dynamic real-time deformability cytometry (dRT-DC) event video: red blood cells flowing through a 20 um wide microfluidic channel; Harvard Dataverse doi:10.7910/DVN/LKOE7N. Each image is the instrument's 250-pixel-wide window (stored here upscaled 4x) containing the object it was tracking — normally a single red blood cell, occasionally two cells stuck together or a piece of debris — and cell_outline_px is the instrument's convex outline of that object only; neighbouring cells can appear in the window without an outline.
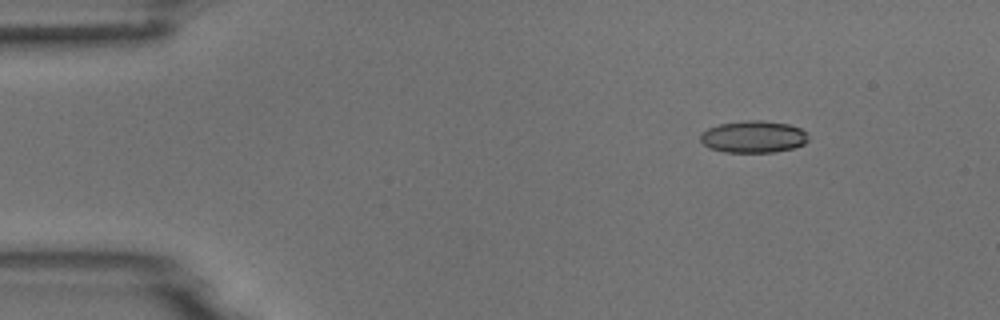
{"species": "common noctule bat (a hibernating species)", "species_latin": "Nyctalus noctula", "temperature_condition": "room temperature", "stored_images_in_passage": 7, "camera_frame_rate_fps": 3000, "um_per_image_px": 0.085, "animal": {"sex": "male", "body_mass_g": 18.8}, "frame": {"image": 1, "passage_image": 2, "time_ms": 1.333, "image_size_px": [1000, 320], "cell_outline_px": [[808, 140], [804, 144], [792, 148], [776, 152], [724, 152], [708, 148], [700, 140], [700, 132], [708, 128], [720, 124], [744, 120], [760, 120], [788, 124], [800, 128], [808, 136]], "centroid_in_image_um": [64.01, 11.63], "position_along_channel_um": 21.0, "area_um2": 20.17}}
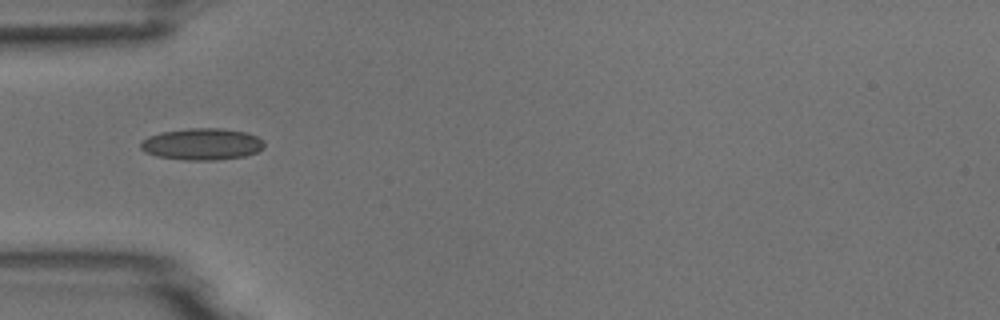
{"frame": {"image": 2, "passage_image": 5, "time_ms": 4.667, "image_size_px": [1000, 320], "cell_outline_px": [[264, 148], [256, 152], [244, 156], [216, 160], [184, 160], [156, 156], [144, 152], [140, 148], [140, 144], [148, 136], [160, 132], [188, 128], [220, 128], [248, 132], [264, 140]], "centroid_in_image_um": [17.17, 12.25], "position_along_channel_um": 67.8, "area_um2": 23.0}}